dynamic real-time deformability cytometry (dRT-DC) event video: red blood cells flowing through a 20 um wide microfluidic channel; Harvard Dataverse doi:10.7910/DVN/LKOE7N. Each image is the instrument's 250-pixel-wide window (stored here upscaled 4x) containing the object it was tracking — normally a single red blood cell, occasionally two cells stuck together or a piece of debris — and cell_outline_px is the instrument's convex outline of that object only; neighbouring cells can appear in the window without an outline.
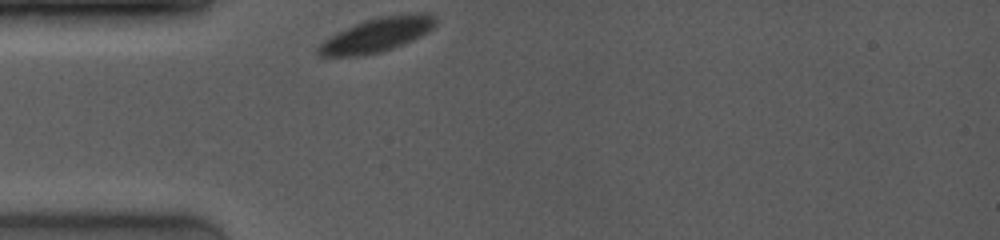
{"species": "common noctule bat (a hibernating species)", "species_latin": "Nyctalus noctula", "temperature_condition": "room temperature", "stored_images_in_passage": 8, "camera_frame_rate_fps": 4000, "um_per_image_px": 0.085, "animal": {"sex": "female", "body_mass_g": 19.0, "forearm_length_mm": 53.3}, "frame": {"image": 1, "passage_image": 1, "time_ms": 0.0, "image_size_px": [1000, 240], "cell_outline_px": [[436, 24], [428, 32], [412, 40], [392, 48], [380, 52], [364, 56], [320, 56], [316, 52], [316, 48], [328, 36], [356, 24], [376, 16], [420, 12], [432, 12], [436, 20]], "centroid_in_image_um": [32.05, 2.95], "position_along_channel_um": 52.9, "area_um2": 23.52}}
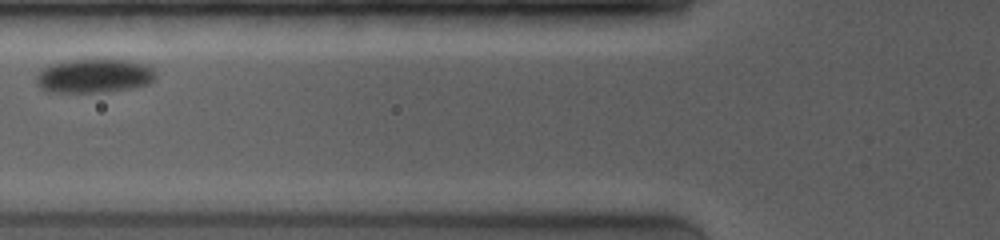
{"frame": {"image": 2, "passage_image": 4, "time_ms": 2.0, "image_size_px": [1000, 240], "cell_outline_px": [[156, 80], [148, 84], [132, 88], [100, 92], [44, 92], [36, 84], [36, 76], [40, 68], [64, 60], [128, 60], [148, 64], [156, 68]], "centroid_in_image_um": [8.01, 6.45], "position_along_channel_um": 117.8, "area_um2": 24.1}}